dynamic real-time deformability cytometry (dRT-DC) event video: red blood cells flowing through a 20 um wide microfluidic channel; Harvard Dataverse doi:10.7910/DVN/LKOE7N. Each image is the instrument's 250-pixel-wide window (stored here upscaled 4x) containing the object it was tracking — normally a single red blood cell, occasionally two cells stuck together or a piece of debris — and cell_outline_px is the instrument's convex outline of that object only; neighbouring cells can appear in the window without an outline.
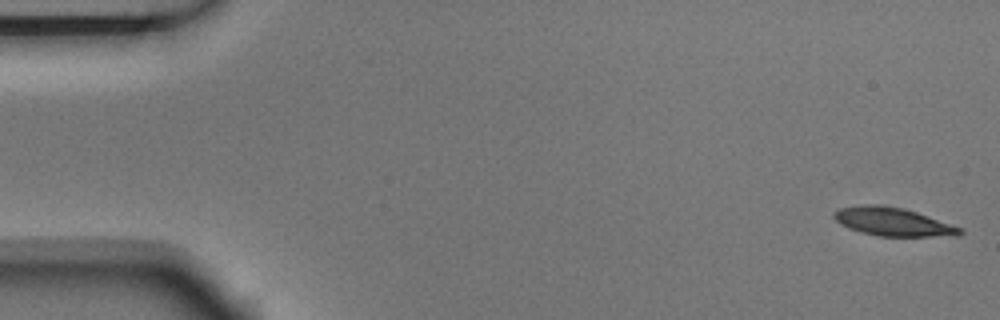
{"species": "Egyptian fruit bat (a non-hibernating species)", "species_latin": "Rousettus aegyptiacus", "temperature_condition": "room temperature", "stored_images_in_passage": 5, "camera_frame_rate_fps": 3000, "um_per_image_px": 0.085, "animal": {"sex": "male"}, "frame": {"image": 1, "passage_image": 1, "time_ms": 0.0, "image_size_px": [1000, 320], "cell_outline_px": [[964, 232], [960, 236], [880, 236], [860, 232], [848, 228], [840, 224], [832, 216], [832, 212], [840, 208], [860, 204], [876, 204], [900, 208], [916, 212], [964, 228]], "centroid_in_image_um": [75.9, 18.85], "position_along_channel_um": 9.1, "area_um2": 20.92}}
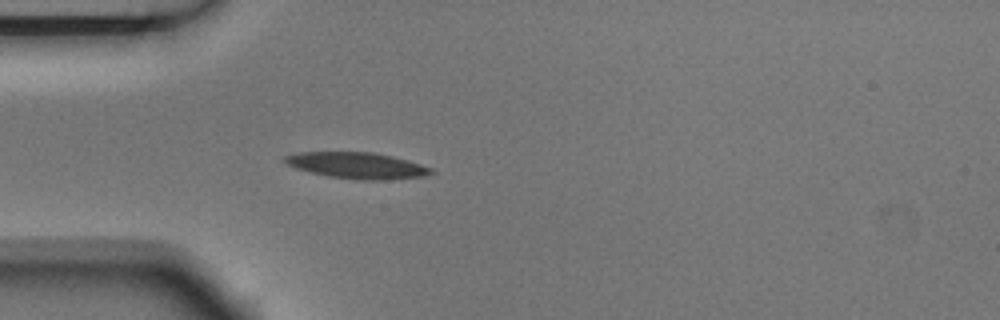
{"frame": {"image": 2, "passage_image": 5, "time_ms": 1.333, "image_size_px": [1000, 320], "cell_outline_px": [[436, 172], [428, 176], [384, 180], [360, 180], [328, 176], [296, 168], [288, 164], [284, 160], [284, 156], [300, 152], [372, 152], [392, 156], [408, 160], [432, 168]], "centroid_in_image_um": [30.42, 14.07], "position_along_channel_um": 54.6, "area_um2": 22.31}}